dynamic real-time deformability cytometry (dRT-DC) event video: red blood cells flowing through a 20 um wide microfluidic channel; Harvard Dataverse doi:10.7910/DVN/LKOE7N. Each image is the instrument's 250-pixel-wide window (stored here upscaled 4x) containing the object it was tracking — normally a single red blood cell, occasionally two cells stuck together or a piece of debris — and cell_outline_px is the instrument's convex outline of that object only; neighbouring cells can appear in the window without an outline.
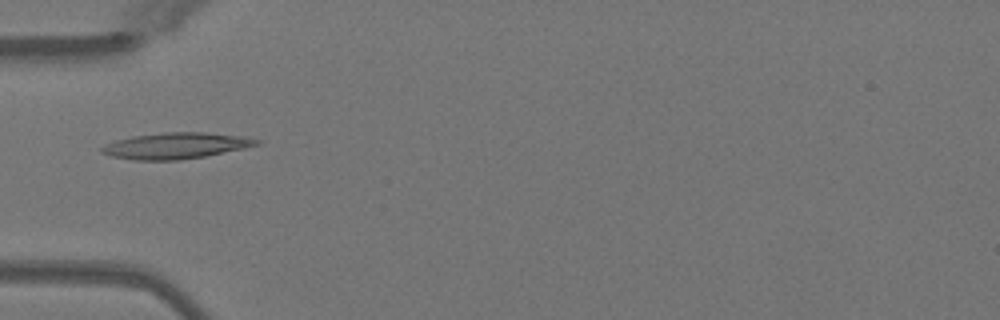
{"species": "Egyptian fruit bat (a non-hibernating species)", "species_latin": "Rousettus aegyptiacus", "temperature_condition": "warm", "stored_images_in_passage": 10, "camera_frame_rate_fps": 3000, "um_per_image_px": 0.085, "animal": {"sex": "female"}, "frame": {"image": 1, "passage_image": 1, "time_ms": 0.0, "image_size_px": [1000, 320], "cell_outline_px": [[260, 144], [244, 148], [204, 156], [180, 160], [132, 160], [112, 156], [100, 152], [100, 148], [104, 144], [116, 140], [132, 136], [164, 132], [204, 132], [240, 136], [260, 140]], "centroid_in_image_um": [14.89, 12.38], "position_along_channel_um": 70.1, "area_um2": 23.47}}
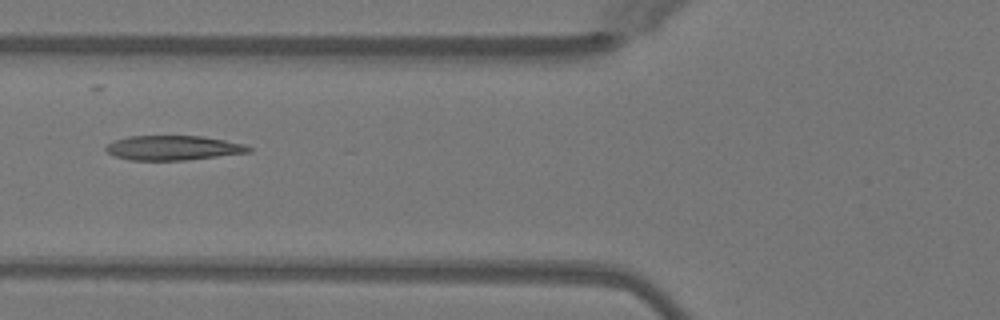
{"frame": {"image": 2, "passage_image": 4, "time_ms": 1.0, "image_size_px": [1000, 320], "cell_outline_px": [[252, 152], [184, 160], [128, 160], [116, 156], [108, 152], [104, 148], [112, 140], [128, 136], [204, 136], [244, 144], [252, 148]], "centroid_in_image_um": [14.71, 12.56], "position_along_channel_um": 111.1, "area_um2": 20.46}}
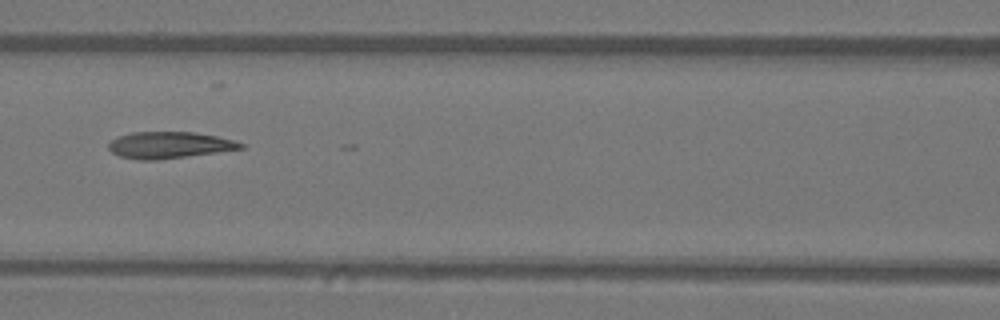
{"frame": {"image": 3, "passage_image": 7, "time_ms": 2.0, "image_size_px": [1000, 320], "cell_outline_px": [[244, 148], [216, 152], [156, 160], [140, 160], [120, 156], [112, 152], [108, 148], [108, 144], [116, 136], [132, 132], [192, 132], [216, 136], [232, 140], [244, 144]], "centroid_in_image_um": [14.34, 12.32], "position_along_channel_um": 152.3, "area_um2": 20.23}}